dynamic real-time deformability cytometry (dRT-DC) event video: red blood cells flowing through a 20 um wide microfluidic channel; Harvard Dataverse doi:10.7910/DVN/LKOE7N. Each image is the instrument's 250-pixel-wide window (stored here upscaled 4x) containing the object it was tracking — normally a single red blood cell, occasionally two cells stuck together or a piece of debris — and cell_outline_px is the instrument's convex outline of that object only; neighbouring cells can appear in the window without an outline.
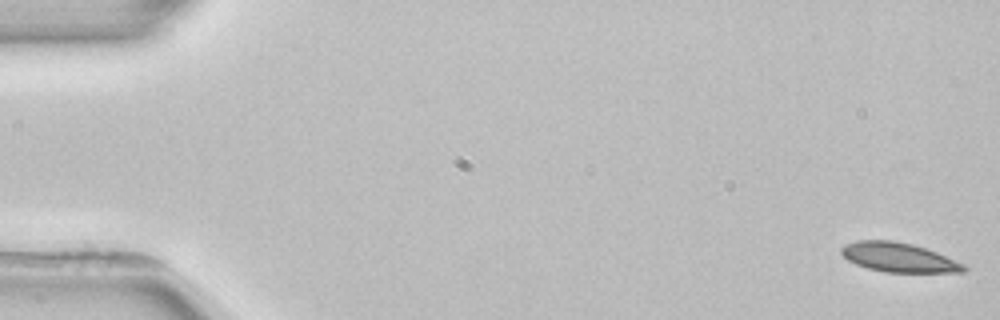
{"species": "common noctule bat (a hibernating species)", "species_latin": "Nyctalus noctula", "temperature_condition": "room temperature", "stored_images_in_passage": 3, "camera_frame_rate_fps": 3000, "um_per_image_px": 0.085, "animal": {"sex": "female", "body_mass_g": 22.7, "forearm_length_mm": 54.2}, "frame": {"image": 1, "passage_image": 1, "time_ms": 0.0, "image_size_px": [1000, 320], "cell_outline_px": [[968, 268], [964, 272], [884, 272], [868, 268], [856, 264], [848, 260], [840, 252], [840, 248], [844, 244], [856, 240], [892, 240], [912, 244], [936, 252], [964, 264]], "centroid_in_image_um": [76.36, 21.87], "position_along_channel_um": 8.6, "area_um2": 20.87}}